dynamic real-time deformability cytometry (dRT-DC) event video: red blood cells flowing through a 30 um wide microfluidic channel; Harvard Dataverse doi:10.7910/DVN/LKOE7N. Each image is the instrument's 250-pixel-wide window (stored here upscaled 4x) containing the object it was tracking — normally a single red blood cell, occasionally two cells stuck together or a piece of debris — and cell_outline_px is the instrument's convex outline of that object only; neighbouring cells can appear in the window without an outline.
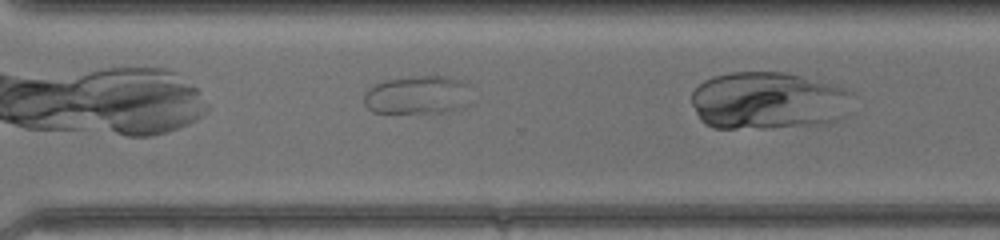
{"species": "common noctule bat (a hibernating species)", "species_latin": "Nyctalus noctula", "temperature_condition": "warm", "stored_images_in_passage": 23, "camera_frame_rate_fps": 3000, "um_per_image_px": 0.085, "animal": {"sex": "female", "body_mass_g": 17.0, "forearm_length_mm": 48.0}, "frame": {"image": 1, "passage_image": 20, "time_ms": 6.333, "image_size_px": [1000, 240], "cell_outline_px": [[468, 104], [444, 112], [372, 112], [364, 104], [364, 92], [372, 84], [384, 80], [400, 76], [448, 76], [468, 80]], "centroid_in_image_um": [35.46, 8.03], "position_along_channel_um": 335.1, "area_um2": 24.39}}